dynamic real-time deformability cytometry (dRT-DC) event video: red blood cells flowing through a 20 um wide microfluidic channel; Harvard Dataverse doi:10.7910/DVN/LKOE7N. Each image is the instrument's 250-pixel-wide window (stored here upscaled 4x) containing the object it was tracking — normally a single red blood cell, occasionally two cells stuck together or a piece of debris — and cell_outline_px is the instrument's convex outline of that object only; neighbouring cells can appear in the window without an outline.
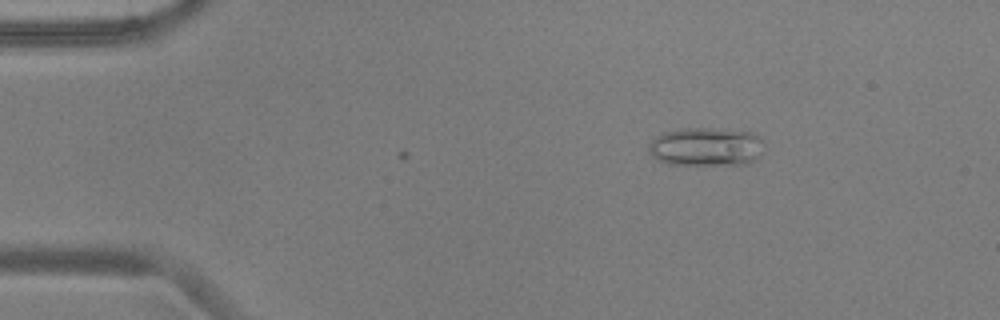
{"species": "common noctule bat (a hibernating species)", "species_latin": "Nyctalus noctula", "temperature_condition": "warm", "stored_images_in_passage": 4, "camera_frame_rate_fps": 3000, "um_per_image_px": 0.085, "animal": {"sex": "male", "body_mass_g": 17.9, "forearm_length_mm": 54.2}, "frame": {"image": 1, "passage_image": 4, "time_ms": 1.0, "image_size_px": [1000, 320], "cell_outline_px": [[760, 156], [756, 160], [748, 164], [668, 164], [652, 156], [648, 148], [648, 144], [656, 136], [664, 132], [680, 128], [712, 128], [752, 132], [760, 140]], "centroid_in_image_um": [59.97, 12.47], "position_along_channel_um": 25.0, "area_um2": 25.72}}